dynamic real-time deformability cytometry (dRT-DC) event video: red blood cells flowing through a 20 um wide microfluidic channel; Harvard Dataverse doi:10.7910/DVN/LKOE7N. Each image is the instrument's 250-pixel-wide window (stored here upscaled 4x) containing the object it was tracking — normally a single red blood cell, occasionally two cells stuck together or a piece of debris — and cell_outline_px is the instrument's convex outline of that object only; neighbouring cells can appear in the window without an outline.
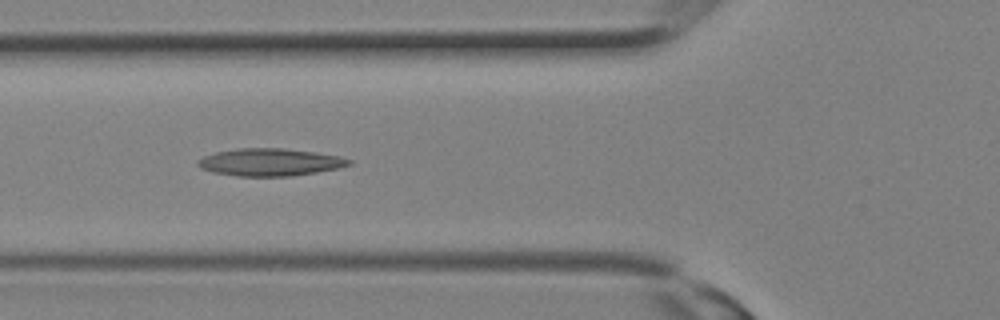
{"species": "Egyptian fruit bat (a non-hibernating species)", "species_latin": "Rousettus aegyptiacus", "temperature_condition": "room temperature", "stored_images_in_passage": 17, "camera_frame_rate_fps": 3000, "um_per_image_px": 0.085, "animal": {"sex": "female"}, "frame": {"image": 1, "passage_image": 10, "time_ms": 3.0, "image_size_px": [1000, 320], "cell_outline_px": [[352, 164], [336, 168], [316, 172], [292, 176], [236, 176], [212, 172], [200, 168], [196, 164], [196, 160], [204, 156], [216, 152], [236, 148], [284, 148], [316, 152], [340, 156], [352, 160]], "centroid_in_image_um": [22.92, 13.78], "position_along_channel_um": 102.9, "area_um2": 24.28}}
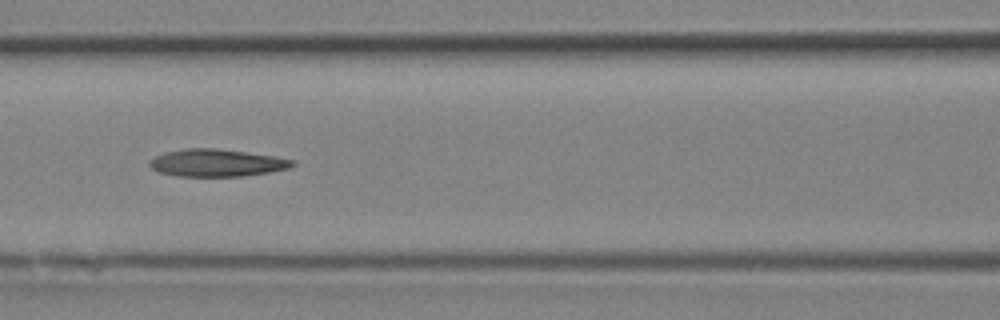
{"frame": {"image": 2, "passage_image": 12, "time_ms": 3.667, "image_size_px": [1000, 320], "cell_outline_px": [[296, 164], [288, 168], [268, 172], [244, 176], [176, 176], [160, 172], [152, 168], [148, 164], [148, 160], [164, 152], [184, 148], [216, 148], [272, 156], [296, 160]], "centroid_in_image_um": [18.39, 13.84], "position_along_channel_um": 148.2, "area_um2": 22.72}}